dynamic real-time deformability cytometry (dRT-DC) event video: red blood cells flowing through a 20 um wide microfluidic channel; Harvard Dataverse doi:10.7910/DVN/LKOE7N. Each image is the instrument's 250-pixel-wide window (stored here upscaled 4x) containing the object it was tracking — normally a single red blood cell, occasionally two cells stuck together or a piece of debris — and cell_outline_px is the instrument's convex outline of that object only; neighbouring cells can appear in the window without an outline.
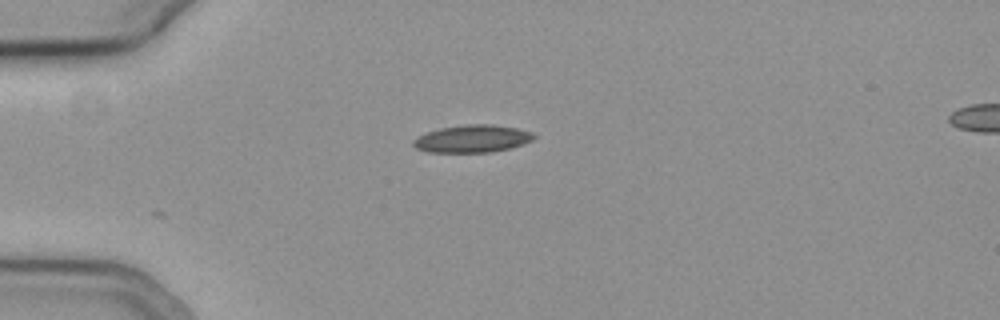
{"species": "common noctule bat (a hibernating species)", "species_latin": "Nyctalus noctula", "temperature_condition": "cold", "stored_images_in_passage": 11, "camera_frame_rate_fps": 3000, "um_per_image_px": 0.085, "animal": {"sex": "female", "body_mass_g": 19.3, "forearm_length_mm": 54.1}, "frame": {"image": 1, "passage_image": 1, "time_ms": 0.0, "image_size_px": [1000, 320], "cell_outline_px": [[536, 136], [532, 140], [524, 144], [508, 148], [488, 152], [428, 152], [416, 148], [412, 144], [412, 140], [428, 132], [440, 128], [468, 124], [492, 124], [516, 128], [532, 132]], "centroid_in_image_um": [40.15, 11.79], "position_along_channel_um": 44.8, "area_um2": 19.13}}
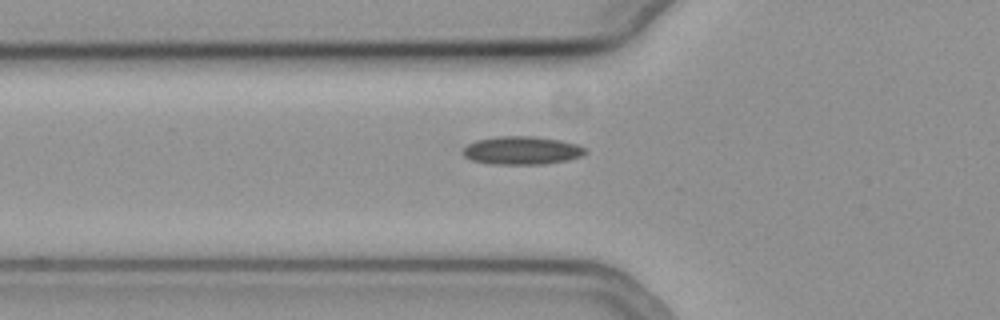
{"frame": {"image": 2, "passage_image": 6, "time_ms": 1.667, "image_size_px": [1000, 320], "cell_outline_px": [[588, 152], [580, 156], [568, 160], [544, 164], [492, 164], [472, 160], [464, 156], [464, 148], [468, 144], [476, 140], [496, 136], [532, 136], [560, 140], [576, 144], [584, 148]], "centroid_in_image_um": [44.36, 12.78], "position_along_channel_um": 81.4, "area_um2": 20.0}}
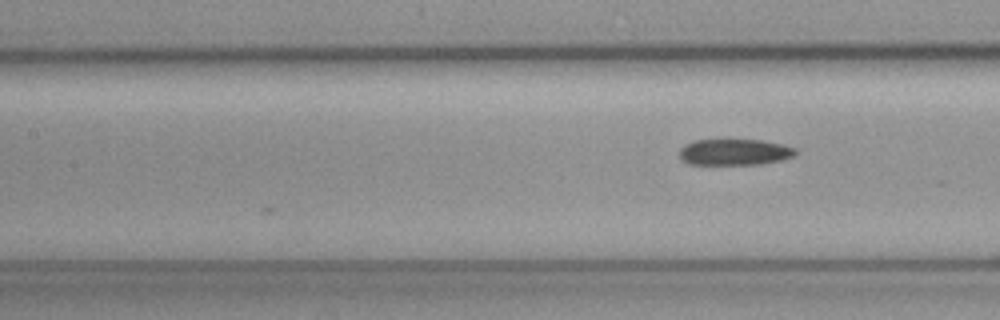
{"frame": {"image": 3, "passage_image": 11, "time_ms": 3.333, "image_size_px": [1000, 320], "cell_outline_px": [[796, 152], [792, 156], [780, 160], [760, 164], [688, 164], [680, 156], [680, 148], [684, 144], [696, 140], [760, 140], [780, 144], [796, 148]], "centroid_in_image_um": [62.41, 12.92], "position_along_channel_um": 145.0, "area_um2": 17.46}}